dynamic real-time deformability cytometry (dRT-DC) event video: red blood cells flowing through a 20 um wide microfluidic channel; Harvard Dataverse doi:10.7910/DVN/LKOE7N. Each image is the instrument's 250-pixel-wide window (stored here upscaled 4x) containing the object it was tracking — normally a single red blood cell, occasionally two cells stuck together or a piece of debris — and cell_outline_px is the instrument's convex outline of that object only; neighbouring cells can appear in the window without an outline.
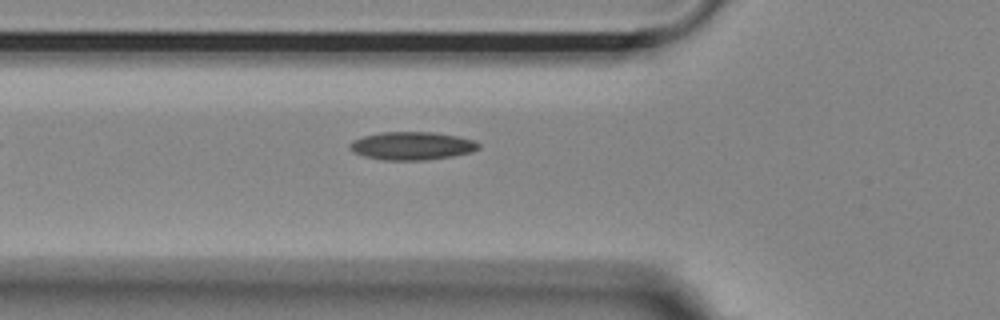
{"species": "Egyptian fruit bat (a non-hibernating species)", "species_latin": "Rousettus aegyptiacus", "temperature_condition": "room temperature", "stored_images_in_passage": 37, "camera_frame_rate_fps": 3000, "um_per_image_px": 0.085, "animal": {"sex": "female"}, "frame": {"image": 1, "passage_image": 2, "time_ms": 0.333, "image_size_px": [1000, 320], "cell_outline_px": [[480, 148], [472, 152], [452, 156], [424, 160], [380, 160], [364, 156], [348, 148], [348, 144], [352, 140], [364, 136], [380, 132], [432, 132], [456, 136], [476, 140], [480, 144]], "centroid_in_image_um": [35.02, 12.39], "position_along_channel_um": 90.8, "area_um2": 21.15}}
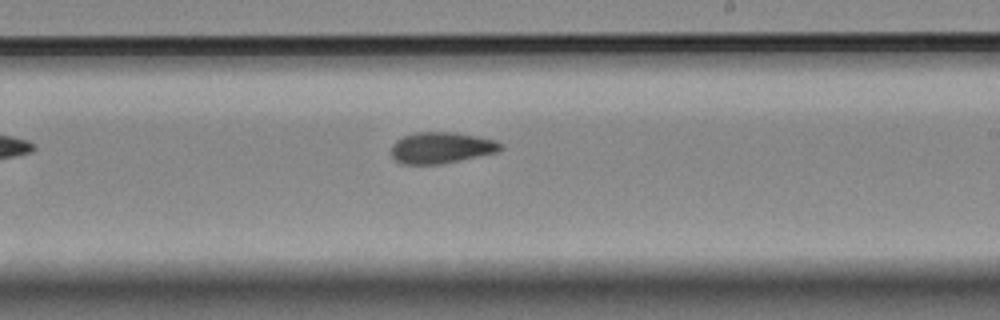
{"frame": {"image": 2, "passage_image": 15, "time_ms": 4.667, "image_size_px": [1000, 320], "cell_outline_px": [[504, 148], [496, 152], [460, 160], [440, 164], [400, 164], [392, 156], [392, 144], [396, 140], [404, 136], [416, 132], [456, 132], [496, 140], [504, 144]], "centroid_in_image_um": [37.52, 12.55], "position_along_channel_um": 251.5, "area_um2": 19.94}}
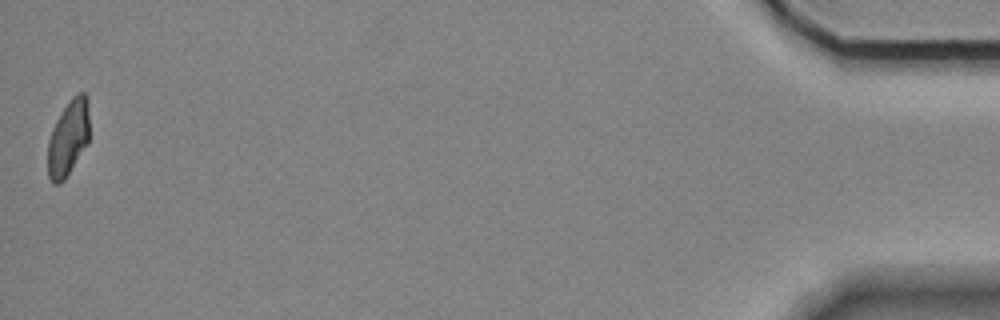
{"frame": {"image": 3, "passage_image": 37, "time_ms": 12.0, "image_size_px": [1000, 320], "cell_outline_px": [[88, 144], [64, 180], [60, 184], [52, 184], [48, 176], [48, 140], [52, 128], [60, 112], [68, 100], [76, 92], [84, 92], [88, 96]], "centroid_in_image_um": [5.8, 11.7], "position_along_channel_um": 429.4, "area_um2": 18.67}}